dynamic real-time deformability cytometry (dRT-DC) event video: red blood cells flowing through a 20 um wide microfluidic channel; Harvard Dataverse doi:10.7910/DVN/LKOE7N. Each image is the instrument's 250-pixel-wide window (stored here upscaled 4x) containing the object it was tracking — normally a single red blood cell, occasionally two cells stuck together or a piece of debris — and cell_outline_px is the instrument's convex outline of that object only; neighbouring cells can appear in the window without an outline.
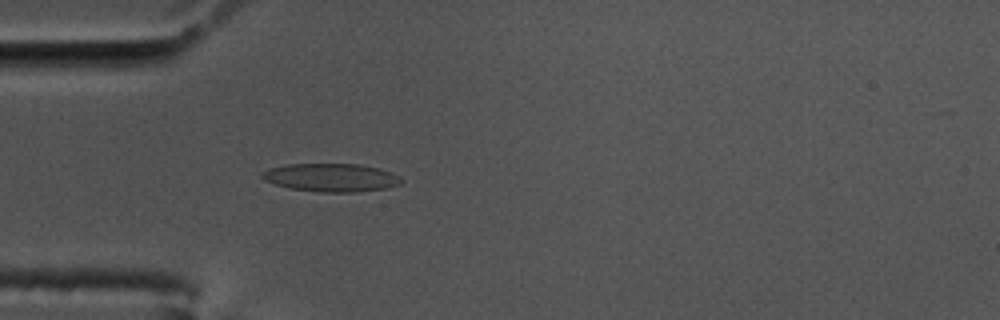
{"species": "common noctule bat (a hibernating species)", "species_latin": "Nyctalus noctula", "temperature_condition": "cold", "stored_images_in_passage": 48, "camera_frame_rate_fps": 3000, "um_per_image_px": 0.085, "animal": {"sex": "male", "body_mass_g": 17.5, "forearm_length_mm": 52.3}, "frame": {"image": 1, "passage_image": 7, "time_ms": 2.0, "image_size_px": [1000, 320], "cell_outline_px": [[404, 180], [400, 184], [384, 188], [356, 192], [320, 192], [288, 188], [264, 180], [260, 176], [260, 172], [284, 164], [360, 164], [392, 172], [400, 176]], "centroid_in_image_um": [28.14, 15.09], "position_along_channel_um": 56.9, "area_um2": 22.89}}
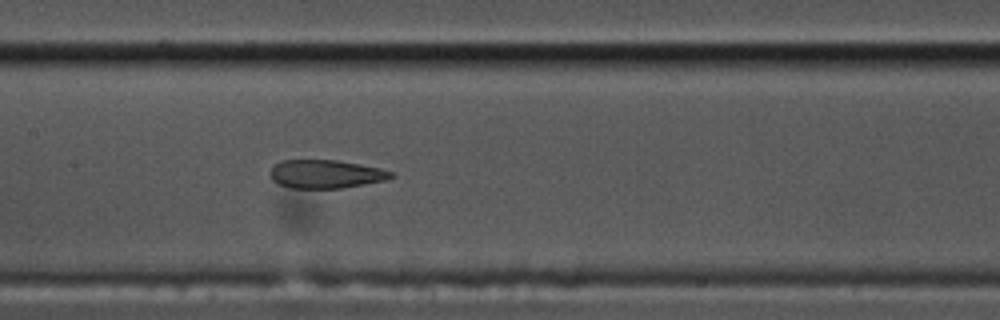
{"frame": {"image": 2, "passage_image": 18, "time_ms": 5.667, "image_size_px": [1000, 320], "cell_outline_px": [[396, 176], [388, 180], [340, 188], [288, 188], [276, 184], [272, 180], [268, 172], [280, 160], [336, 160], [380, 168], [396, 172]], "centroid_in_image_um": [27.69, 14.8], "position_along_channel_um": 179.7, "area_um2": 20.29}}
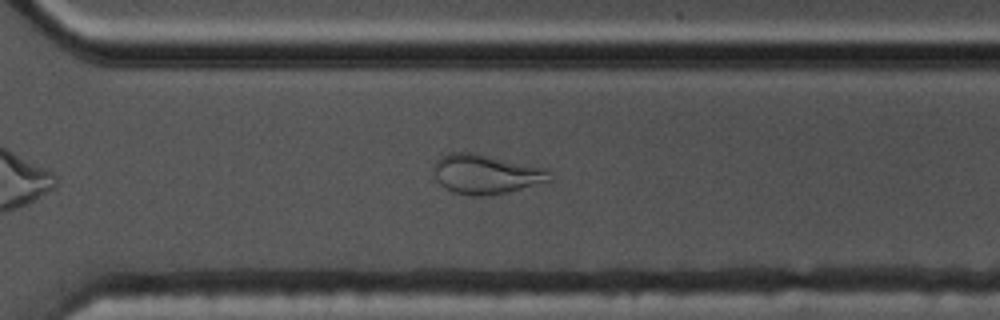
{"frame": {"image": 3, "passage_image": 31, "time_ms": 10.0, "image_size_px": [1000, 320], "cell_outline_px": [[552, 180], [508, 192], [492, 196], [468, 196], [452, 192], [444, 188], [436, 180], [432, 172], [432, 164], [440, 156], [448, 152], [472, 152], [532, 164], [548, 168]], "centroid_in_image_um": [41.27, 14.8], "position_along_channel_um": 329.3, "area_um2": 27.46}, "authors_computed_cell_mechanics": {"area_um2": 22.6287, "velocity_mm_per_s": 3.461, "shape_relaxation_time_tau1_ms": null, "shape_relaxation_time_tau2_ms": 1.7922, "deformation_change_tau1": null, "deformation_change_tau2": 0.0796}}